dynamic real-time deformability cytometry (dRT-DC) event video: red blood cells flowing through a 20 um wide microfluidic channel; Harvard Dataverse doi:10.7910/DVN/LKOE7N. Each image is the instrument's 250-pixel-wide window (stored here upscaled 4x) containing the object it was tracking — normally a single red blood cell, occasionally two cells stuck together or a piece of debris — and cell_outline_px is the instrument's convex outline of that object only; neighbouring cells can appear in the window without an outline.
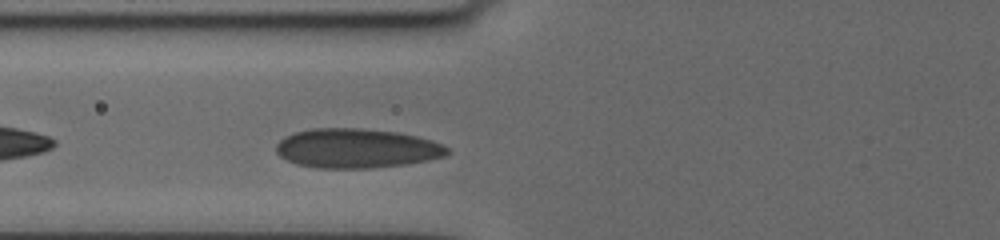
{"species": "human", "species_latin": "Homo sapiens", "temperature_condition": "cold", "stored_images_in_passage": 18, "camera_frame_rate_fps": 3000, "um_per_image_px": 0.085, "donor": {"sex": "female"}, "frame": {"image": 1, "passage_image": 5, "time_ms": 2.0, "image_size_px": [1000, 240], "cell_outline_px": [[448, 152], [444, 156], [428, 160], [404, 164], [372, 168], [316, 168], [296, 164], [280, 156], [276, 152], [276, 144], [284, 136], [296, 132], [312, 128], [356, 128], [396, 132], [416, 136], [432, 140], [448, 148]], "centroid_in_image_um": [30.27, 12.61], "position_along_channel_um": 95.5, "area_um2": 39.13}}
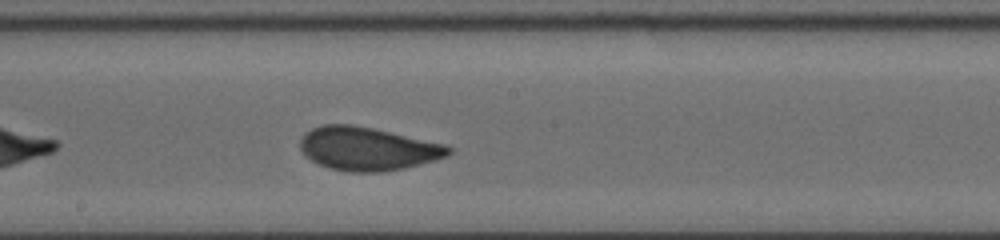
{"frame": {"image": 2, "passage_image": 12, "time_ms": 5.333, "image_size_px": [1000, 240], "cell_outline_px": [[452, 152], [448, 156], [436, 160], [404, 168], [380, 172], [348, 172], [328, 168], [312, 160], [300, 148], [300, 140], [304, 132], [312, 128], [324, 124], [352, 124], [372, 128], [444, 144], [452, 148]], "centroid_in_image_um": [31.24, 12.64], "position_along_channel_um": 217.0, "area_um2": 37.34}}
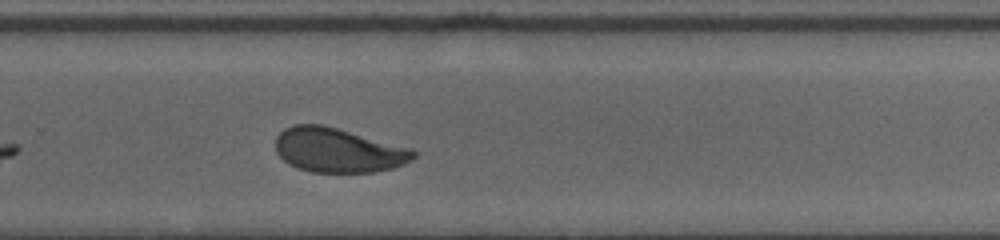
{"frame": {"image": 3, "passage_image": 18, "time_ms": 7.667, "image_size_px": [1000, 240], "cell_outline_px": [[416, 156], [404, 164], [392, 168], [372, 172], [312, 172], [296, 168], [288, 164], [276, 152], [276, 136], [284, 128], [296, 124], [320, 124], [336, 128], [412, 148], [416, 152]], "centroid_in_image_um": [28.72, 12.77], "position_along_channel_um": 301.1, "area_um2": 35.6}}